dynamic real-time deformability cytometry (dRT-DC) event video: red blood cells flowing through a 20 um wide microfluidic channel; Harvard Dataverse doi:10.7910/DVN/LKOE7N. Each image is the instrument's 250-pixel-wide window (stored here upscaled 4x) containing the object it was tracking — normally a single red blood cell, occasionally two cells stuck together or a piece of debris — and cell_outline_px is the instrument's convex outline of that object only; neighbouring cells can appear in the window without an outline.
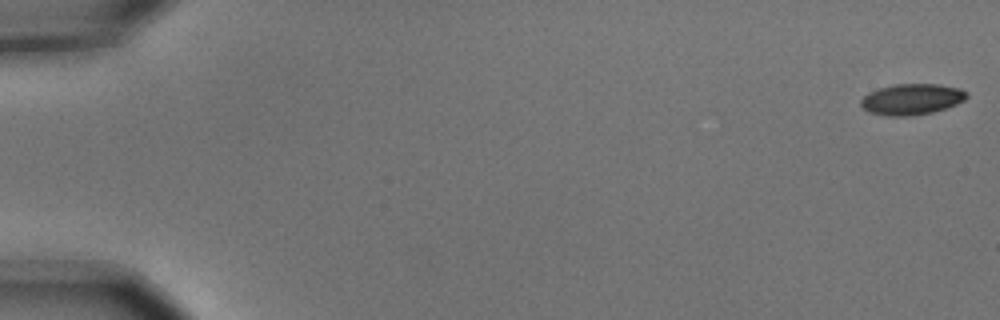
{"species": "common noctule bat (a hibernating species)", "species_latin": "Nyctalus noctula", "temperature_condition": "cold", "stored_images_in_passage": 6, "camera_frame_rate_fps": 3000, "um_per_image_px": 0.085, "animal": {"sex": "male", "body_mass_g": 15.6}, "frame": {"image": 1, "passage_image": 1, "time_ms": 0.0, "image_size_px": [1000, 320], "cell_outline_px": [[968, 96], [964, 100], [956, 104], [932, 112], [912, 116], [888, 116], [872, 112], [864, 108], [860, 104], [860, 100], [868, 92], [892, 84], [940, 84], [960, 88], [968, 92]], "centroid_in_image_um": [77.51, 8.42], "position_along_channel_um": 7.5, "area_um2": 19.07}}
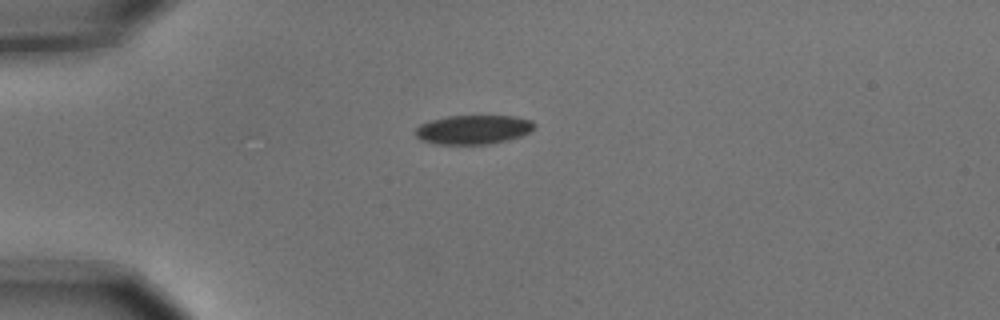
{"frame": {"image": 2, "passage_image": 5, "time_ms": 1.333, "image_size_px": [1000, 320], "cell_outline_px": [[536, 128], [520, 136], [508, 140], [488, 144], [436, 144], [420, 140], [416, 136], [416, 128], [420, 124], [432, 120], [448, 116], [516, 116], [532, 120], [536, 124]], "centroid_in_image_um": [40.26, 11.01], "position_along_channel_um": 44.7, "area_um2": 20.23}}